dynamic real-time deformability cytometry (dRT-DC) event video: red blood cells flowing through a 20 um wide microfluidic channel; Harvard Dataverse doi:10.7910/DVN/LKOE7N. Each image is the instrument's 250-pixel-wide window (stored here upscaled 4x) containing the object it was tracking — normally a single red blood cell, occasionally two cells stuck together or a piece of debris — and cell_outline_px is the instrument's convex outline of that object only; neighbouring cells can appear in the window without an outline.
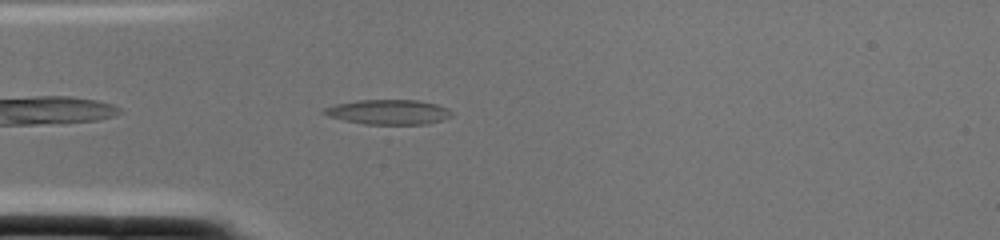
{"species": "common noctule bat (a hibernating species)", "species_latin": "Nyctalus noctula", "temperature_condition": "cold", "stored_images_in_passage": 4, "camera_frame_rate_fps": 3000, "um_per_image_px": 0.085, "animal": {"sex": "female", "body_mass_g": 22.0, "forearm_length_mm": 56.7}, "frame": {"image": 1, "passage_image": 4, "time_ms": 1.0, "image_size_px": [1000, 240], "cell_outline_px": [[452, 116], [428, 124], [364, 124], [344, 120], [328, 116], [320, 112], [324, 108], [336, 104], [360, 100], [416, 100], [436, 104], [448, 108], [452, 112]], "centroid_in_image_um": [33.01, 9.52], "position_along_channel_um": 52.0, "area_um2": 18.38}}